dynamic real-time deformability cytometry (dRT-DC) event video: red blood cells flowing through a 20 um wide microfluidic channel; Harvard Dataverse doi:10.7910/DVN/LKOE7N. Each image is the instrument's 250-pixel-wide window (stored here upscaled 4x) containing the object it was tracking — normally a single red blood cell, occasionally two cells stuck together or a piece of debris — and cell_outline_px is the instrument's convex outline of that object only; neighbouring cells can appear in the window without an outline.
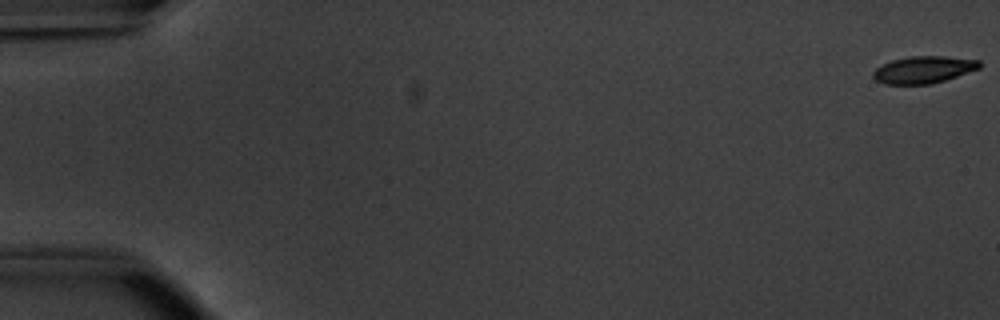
{"species": "common noctule bat (a hibernating species)", "species_latin": "Nyctalus noctula", "temperature_condition": "warm", "stored_images_in_passage": 54, "camera_frame_rate_fps": 3000, "um_per_image_px": 0.085, "animal": {"sex": "male", "body_mass_g": 20.1, "forearm_length_mm": 53.5}, "frame": {"image": 1, "passage_image": 1, "time_ms": 0.0, "image_size_px": [1000, 320], "cell_outline_px": [[980, 68], [932, 84], [884, 84], [876, 80], [872, 76], [872, 72], [876, 68], [892, 60], [908, 56], [944, 56], [980, 60]], "centroid_in_image_um": [78.48, 5.92], "position_along_channel_um": 6.5, "area_um2": 16.7}}
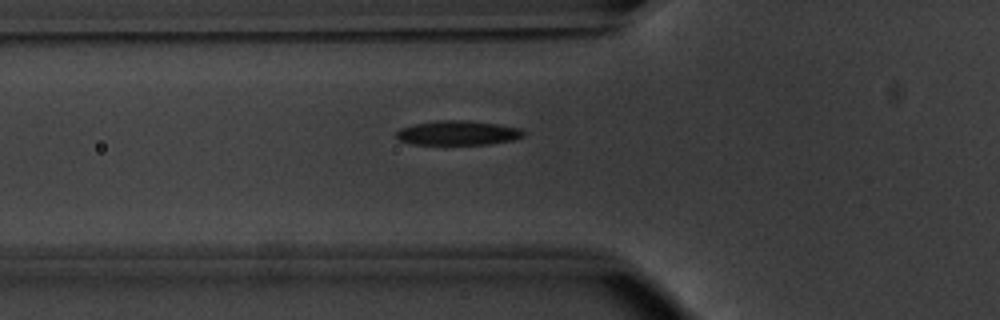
{"frame": {"image": 2, "passage_image": 20, "time_ms": 6.333, "image_size_px": [1000, 320], "cell_outline_px": [[528, 132], [524, 136], [512, 140], [488, 144], [412, 144], [400, 140], [396, 136], [396, 132], [400, 128], [416, 124], [440, 120], [468, 120], [524, 128]], "centroid_in_image_um": [38.99, 11.29], "position_along_channel_um": 86.8, "area_um2": 18.15}}
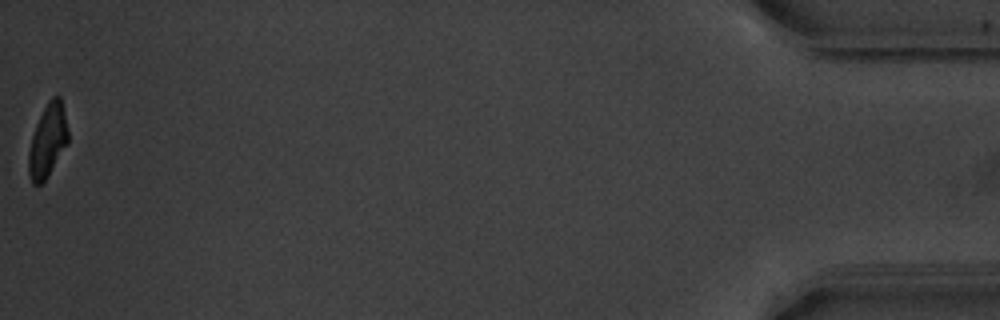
{"frame": {"image": 3, "passage_image": 54, "time_ms": 17.667, "image_size_px": [1000, 320], "cell_outline_px": [[68, 144], [44, 180], [40, 184], [32, 184], [28, 172], [28, 152], [32, 136], [36, 124], [48, 100], [52, 96], [60, 96], [68, 128]], "centroid_in_image_um": [4.05, 11.95], "position_along_channel_um": 431.2, "area_um2": 16.65}, "authors_computed_cell_mechanics": {"area_um2": 18.2648, "velocity_mm_per_s": 3.8348, "shape_relaxation_time_tau1_ms": 2.9268, "shape_relaxation_time_tau2_ms": 5.9132, "deformation_change_tau1": 0.15, "deformation_change_tau2": 0.1159}}